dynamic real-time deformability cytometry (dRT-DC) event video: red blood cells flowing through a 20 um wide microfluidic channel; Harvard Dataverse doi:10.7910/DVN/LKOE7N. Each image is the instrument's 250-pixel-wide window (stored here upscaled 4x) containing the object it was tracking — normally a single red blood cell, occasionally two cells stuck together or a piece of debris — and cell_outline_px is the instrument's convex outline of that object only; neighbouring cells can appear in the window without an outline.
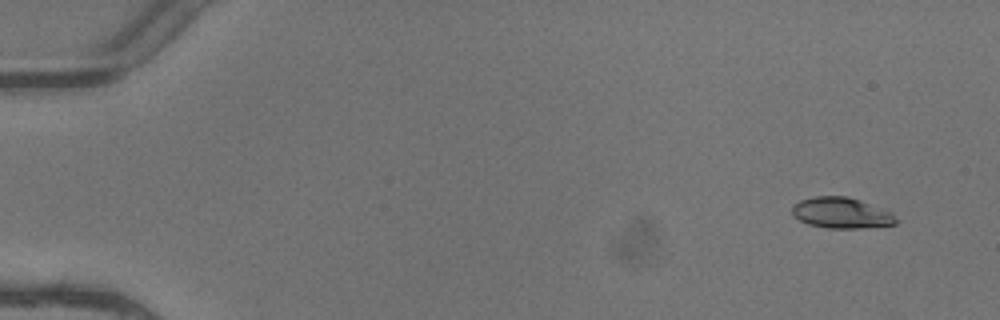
{"species": "common noctule bat (a hibernating species)", "species_latin": "Nyctalus noctula", "temperature_condition": "warm", "stored_images_in_passage": 4, "camera_frame_rate_fps": 3000, "um_per_image_px": 0.085, "animal": {"sex": "female"}, "frame": {"image": 1, "passage_image": 1, "time_ms": 0.0, "image_size_px": [1000, 320], "cell_outline_px": [[896, 224], [864, 228], [828, 228], [808, 224], [792, 216], [792, 204], [800, 200], [816, 196], [848, 196], [860, 200], [892, 212], [896, 220]], "centroid_in_image_um": [71.49, 18.09], "position_along_channel_um": 13.5, "area_um2": 18.73}}